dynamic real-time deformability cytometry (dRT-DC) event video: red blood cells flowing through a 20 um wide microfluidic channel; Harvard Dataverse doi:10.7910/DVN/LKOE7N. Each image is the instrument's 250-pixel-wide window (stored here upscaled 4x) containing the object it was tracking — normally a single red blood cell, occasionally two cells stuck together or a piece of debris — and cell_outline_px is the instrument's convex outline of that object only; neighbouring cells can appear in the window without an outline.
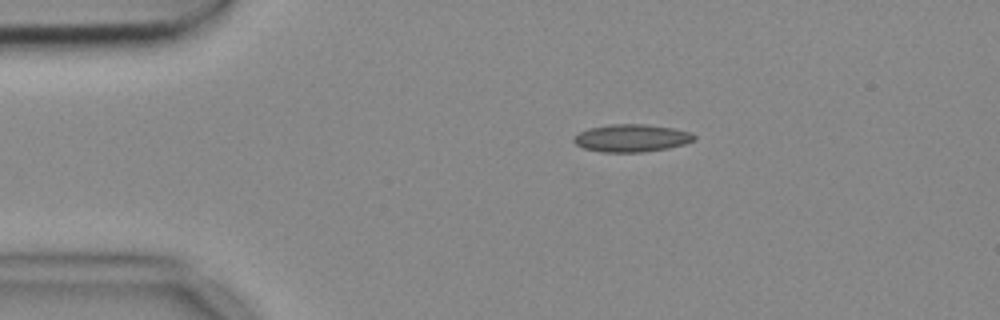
{"species": "common noctule bat (a hibernating species)", "species_latin": "Nyctalus noctula", "temperature_condition": "cold", "stored_images_in_passage": 3, "segment_of_instrument_passage": [1, 2], "camera_frame_rate_fps": 3000, "um_per_image_px": 0.085, "animal": {"sex": "female", "body_mass_g": 18.4}, "frame": {"image": 1, "passage_image": 1, "time_ms": 0.0, "image_size_px": [1000, 320], "cell_outline_px": [[696, 140], [684, 144], [668, 148], [644, 152], [604, 152], [584, 148], [576, 144], [572, 140], [580, 132], [588, 128], [608, 124], [644, 124], [672, 128], [688, 132], [696, 136]], "centroid_in_image_um": [53.68, 11.73], "position_along_channel_um": 31.3, "area_um2": 19.25}}